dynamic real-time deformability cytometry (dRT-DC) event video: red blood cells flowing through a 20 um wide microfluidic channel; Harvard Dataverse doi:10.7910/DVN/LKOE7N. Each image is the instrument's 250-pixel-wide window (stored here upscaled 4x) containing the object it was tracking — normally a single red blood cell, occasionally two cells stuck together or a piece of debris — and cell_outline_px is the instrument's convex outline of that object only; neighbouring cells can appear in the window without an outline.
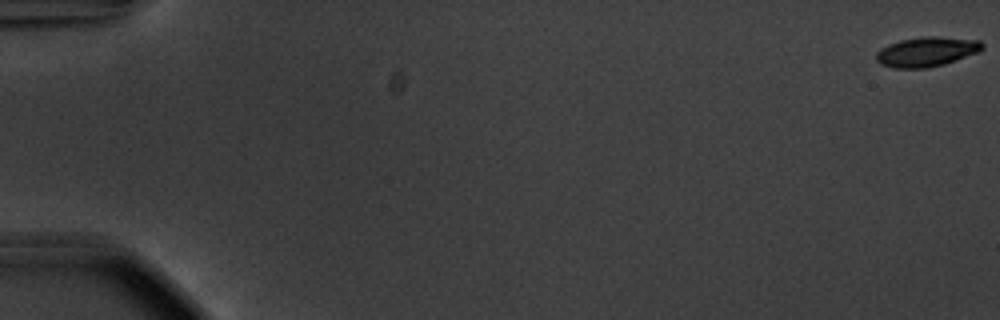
{"species": "common noctule bat (a hibernating species)", "species_latin": "Nyctalus noctula", "temperature_condition": "warm", "stored_images_in_passage": 56, "camera_frame_rate_fps": 3000, "um_per_image_px": 0.085, "animal": {"sex": "male", "body_mass_g": 20.1, "forearm_length_mm": 53.5}, "frame": {"image": 1, "passage_image": 1, "time_ms": 0.0, "image_size_px": [1000, 320], "cell_outline_px": [[984, 48], [980, 52], [944, 64], [928, 68], [892, 68], [880, 64], [876, 60], [876, 52], [880, 48], [888, 44], [900, 40], [924, 36], [936, 36], [980, 40], [984, 44]], "centroid_in_image_um": [78.77, 4.39], "position_along_channel_um": 6.2, "area_um2": 18.61}}
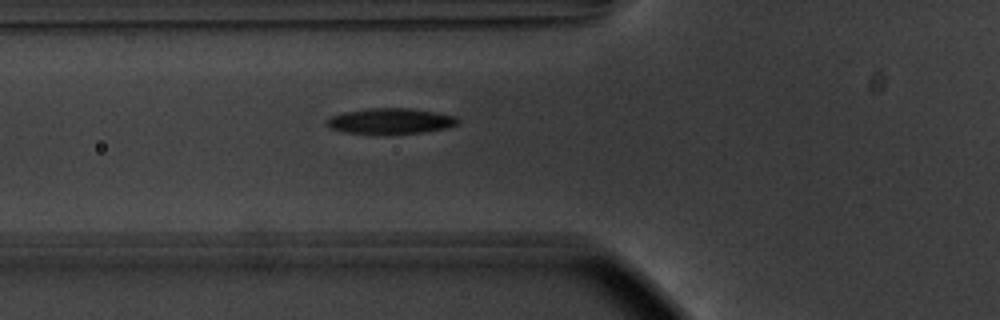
{"frame": {"image": 2, "passage_image": 22, "time_ms": 7.0, "image_size_px": [1000, 320], "cell_outline_px": [[460, 120], [456, 124], [448, 128], [424, 132], [344, 132], [332, 128], [324, 120], [328, 116], [344, 112], [368, 108], [408, 108], [436, 112], [456, 116]], "centroid_in_image_um": [33.21, 10.25], "position_along_channel_um": 92.6, "area_um2": 19.07}}
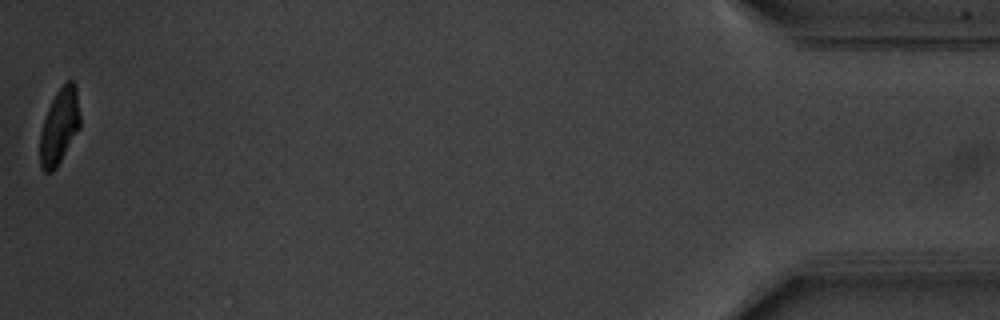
{"frame": {"image": 3, "passage_image": 56, "time_ms": 18.333, "image_size_px": [1000, 320], "cell_outline_px": [[80, 128], [56, 168], [52, 172], [44, 172], [40, 168], [40, 132], [48, 108], [56, 92], [68, 80], [72, 80], [76, 84], [80, 116]], "centroid_in_image_um": [5.05, 10.75], "position_along_channel_um": 430.1, "area_um2": 17.69}, "authors_computed_cell_mechanics": {"area_um2": 19.2763, "velocity_mm_per_s": 3.7406, "shape_relaxation_time_tau1_ms": 2.6043, "shape_relaxation_time_tau2_ms": 5.0628, "deformation_change_tau1": 0.151, "deformation_change_tau2": 0.1058}}